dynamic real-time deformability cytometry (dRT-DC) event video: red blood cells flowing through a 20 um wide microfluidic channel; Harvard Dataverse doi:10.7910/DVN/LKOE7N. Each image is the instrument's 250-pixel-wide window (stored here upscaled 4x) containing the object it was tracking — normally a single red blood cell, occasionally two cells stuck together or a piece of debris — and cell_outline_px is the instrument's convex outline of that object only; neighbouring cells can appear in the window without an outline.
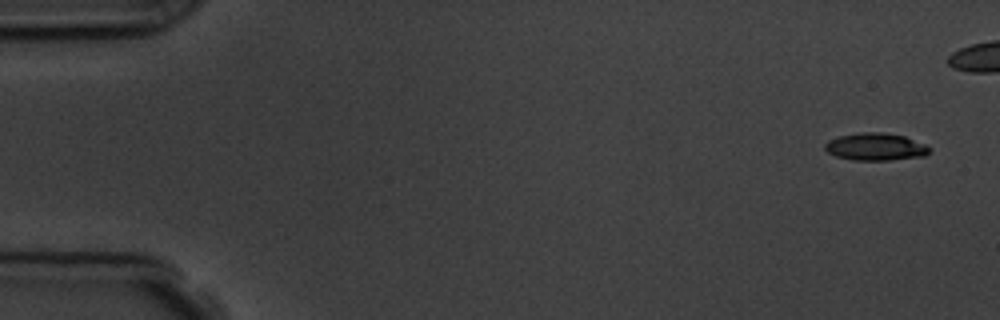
{"species": "common noctule bat (a hibernating species)", "species_latin": "Nyctalus noctula", "temperature_condition": "room temperature", "stored_images_in_passage": 5, "camera_frame_rate_fps": 3000, "um_per_image_px": 0.085, "animal": {"sex": "male", "body_mass_g": 19.5, "forearm_length_mm": 54.6}, "frame": {"image": 1, "passage_image": 1, "time_ms": 0.0, "image_size_px": [1000, 320], "cell_outline_px": [[932, 148], [924, 156], [888, 160], [852, 160], [836, 156], [828, 152], [824, 148], [824, 144], [828, 140], [840, 136], [860, 132], [884, 132], [904, 136], [924, 144]], "centroid_in_image_um": [74.41, 12.47], "position_along_channel_um": 10.6, "area_um2": 16.65}}
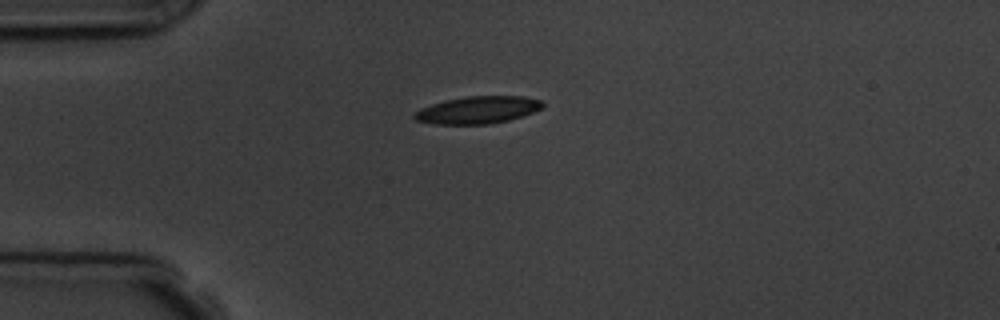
{"frame": {"image": 2, "passage_image": 5, "time_ms": 5.667, "image_size_px": [1000, 320], "cell_outline_px": [[544, 104], [540, 108], [532, 112], [508, 120], [488, 124], [432, 124], [416, 120], [412, 116], [420, 108], [444, 100], [468, 96], [524, 96], [540, 100]], "centroid_in_image_um": [40.57, 9.34], "position_along_channel_um": 44.4, "area_um2": 20.23}}